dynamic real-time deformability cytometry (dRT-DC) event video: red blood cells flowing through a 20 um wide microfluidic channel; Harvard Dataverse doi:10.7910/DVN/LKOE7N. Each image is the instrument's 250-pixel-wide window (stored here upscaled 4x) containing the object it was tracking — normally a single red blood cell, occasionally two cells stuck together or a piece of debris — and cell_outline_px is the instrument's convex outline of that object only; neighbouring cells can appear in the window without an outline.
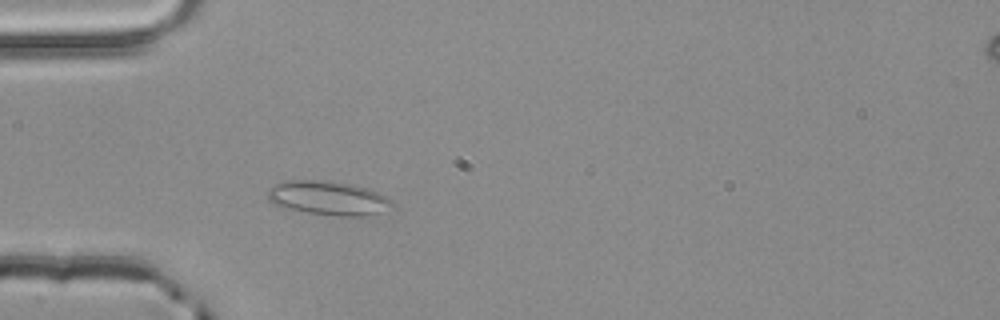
{"species": "common noctule bat (a hibernating species)", "species_latin": "Nyctalus noctula", "temperature_condition": "room temperature", "stored_images_in_passage": 1, "camera_frame_rate_fps": 3000, "um_per_image_px": 0.085, "animal": {"sex": "male", "body_mass_g": 20.4}, "frame": {"image": 1, "passage_image": 1, "time_ms": 0.0, "image_size_px": [1000, 320], "cell_outline_px": [[392, 204], [380, 212], [368, 216], [336, 216], [308, 212], [288, 208], [272, 204], [268, 200], [268, 188], [284, 180], [324, 180], [352, 184], [368, 188], [392, 200]], "centroid_in_image_um": [27.85, 16.82], "position_along_channel_um": 57.1, "area_um2": 24.57}}